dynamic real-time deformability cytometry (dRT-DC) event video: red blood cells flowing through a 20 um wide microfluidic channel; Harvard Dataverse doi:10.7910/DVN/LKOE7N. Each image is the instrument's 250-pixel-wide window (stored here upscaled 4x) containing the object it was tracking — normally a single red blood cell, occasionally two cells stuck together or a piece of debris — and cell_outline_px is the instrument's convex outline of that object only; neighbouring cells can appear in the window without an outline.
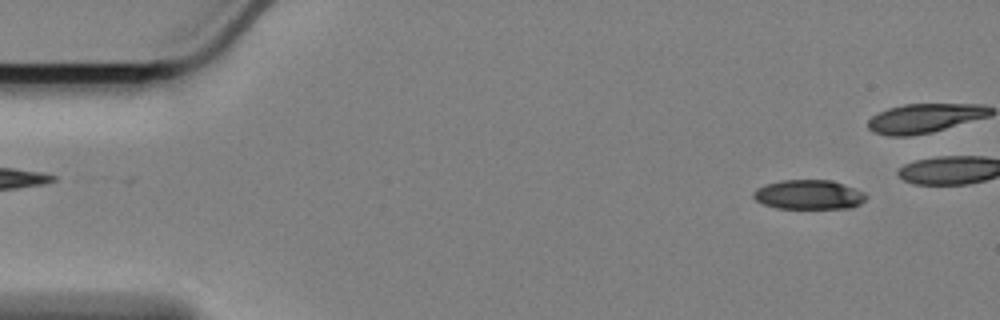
{"species": "Egyptian fruit bat (a non-hibernating species)", "species_latin": "Rousettus aegyptiacus", "temperature_condition": "cold", "stored_images_in_passage": 47, "camera_frame_rate_fps": 3000, "um_per_image_px": 0.085, "animal": {"sex": "female"}, "frame": {"image": 1, "passage_image": 4, "time_ms": 1.0, "image_size_px": [1000, 320], "cell_outline_px": [[868, 196], [860, 204], [852, 208], [776, 208], [764, 204], [756, 200], [752, 196], [752, 192], [756, 188], [764, 184], [780, 180], [832, 180], [864, 192]], "centroid_in_image_um": [68.72, 16.54], "position_along_channel_um": 16.3, "area_um2": 19.42}}
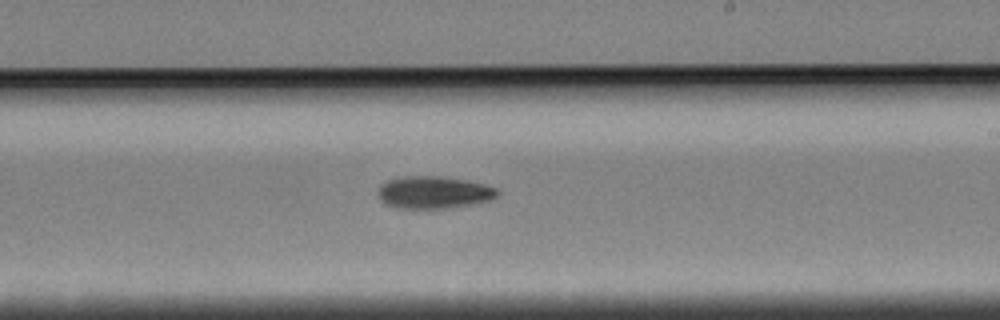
{"frame": {"image": 2, "passage_image": 33, "time_ms": 10.667, "image_size_px": [1000, 320], "cell_outline_px": [[500, 192], [496, 196], [488, 200], [468, 204], [444, 208], [396, 208], [384, 204], [380, 200], [376, 192], [380, 184], [388, 180], [400, 176], [440, 176], [468, 180], [484, 184], [496, 188]], "centroid_in_image_um": [36.79, 16.34], "position_along_channel_um": 252.2, "area_um2": 22.54}}
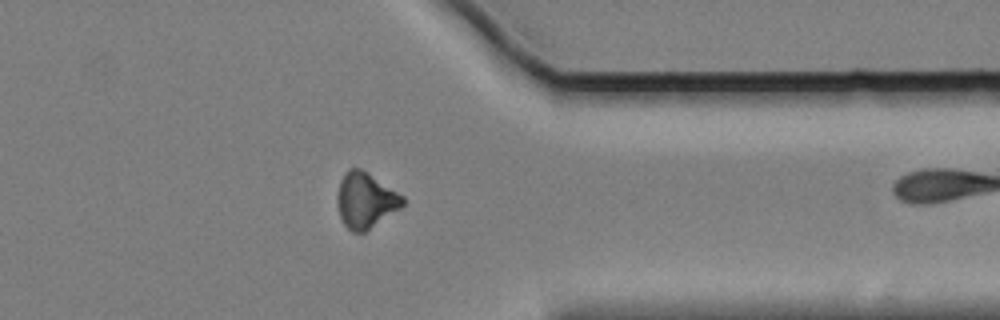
{"frame": {"image": 3, "passage_image": 45, "time_ms": 14.667, "image_size_px": [1000, 320], "cell_outline_px": [[404, 204], [400, 208], [364, 232], [352, 232], [344, 224], [340, 216], [336, 200], [336, 192], [340, 180], [344, 172], [348, 168], [360, 168], [368, 172], [404, 196]], "centroid_in_image_um": [31.04, 16.99], "position_along_channel_um": 380.4, "area_um2": 21.21}}